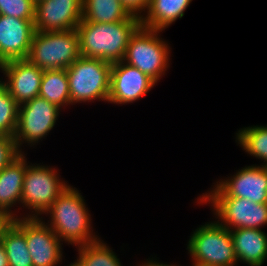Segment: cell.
<instances>
[{"label": "cell", "instance_id": "6da1fadb", "mask_svg": "<svg viewBox=\"0 0 267 266\" xmlns=\"http://www.w3.org/2000/svg\"><path fill=\"white\" fill-rule=\"evenodd\" d=\"M89 211L81 191L70 184L41 219L64 244L77 247L100 239L93 229ZM44 215L48 218L46 219Z\"/></svg>", "mask_w": 267, "mask_h": 266}, {"label": "cell", "instance_id": "7a4b0ae2", "mask_svg": "<svg viewBox=\"0 0 267 266\" xmlns=\"http://www.w3.org/2000/svg\"><path fill=\"white\" fill-rule=\"evenodd\" d=\"M140 26L141 21L135 16L111 23H94L82 19L76 28L80 54L87 58H100L111 64L123 61L129 39Z\"/></svg>", "mask_w": 267, "mask_h": 266}, {"label": "cell", "instance_id": "3957f363", "mask_svg": "<svg viewBox=\"0 0 267 266\" xmlns=\"http://www.w3.org/2000/svg\"><path fill=\"white\" fill-rule=\"evenodd\" d=\"M42 164L43 162L32 164L26 157L21 218H41L51 204L69 187L68 181L61 179L58 168ZM22 209L25 212L29 211L24 213Z\"/></svg>", "mask_w": 267, "mask_h": 266}, {"label": "cell", "instance_id": "277c9868", "mask_svg": "<svg viewBox=\"0 0 267 266\" xmlns=\"http://www.w3.org/2000/svg\"><path fill=\"white\" fill-rule=\"evenodd\" d=\"M186 245L191 266L238 265L230 230L216 219L193 230Z\"/></svg>", "mask_w": 267, "mask_h": 266}, {"label": "cell", "instance_id": "5b68a950", "mask_svg": "<svg viewBox=\"0 0 267 266\" xmlns=\"http://www.w3.org/2000/svg\"><path fill=\"white\" fill-rule=\"evenodd\" d=\"M163 31L140 26L130 37L123 59L126 64L138 68L156 83L165 76L171 63V46L162 38Z\"/></svg>", "mask_w": 267, "mask_h": 266}, {"label": "cell", "instance_id": "8992f818", "mask_svg": "<svg viewBox=\"0 0 267 266\" xmlns=\"http://www.w3.org/2000/svg\"><path fill=\"white\" fill-rule=\"evenodd\" d=\"M111 63L100 58L80 56L66 69L70 106L103 101L108 103ZM96 100V101H95Z\"/></svg>", "mask_w": 267, "mask_h": 266}, {"label": "cell", "instance_id": "52a82bcc", "mask_svg": "<svg viewBox=\"0 0 267 266\" xmlns=\"http://www.w3.org/2000/svg\"><path fill=\"white\" fill-rule=\"evenodd\" d=\"M76 29L69 31H35L27 59L44 70L67 69L79 57Z\"/></svg>", "mask_w": 267, "mask_h": 266}, {"label": "cell", "instance_id": "ba28073f", "mask_svg": "<svg viewBox=\"0 0 267 266\" xmlns=\"http://www.w3.org/2000/svg\"><path fill=\"white\" fill-rule=\"evenodd\" d=\"M63 110L41 97H35L19 105L17 128L14 134L19 150L35 148L54 129ZM24 144V145H23Z\"/></svg>", "mask_w": 267, "mask_h": 266}, {"label": "cell", "instance_id": "9c48e42d", "mask_svg": "<svg viewBox=\"0 0 267 266\" xmlns=\"http://www.w3.org/2000/svg\"><path fill=\"white\" fill-rule=\"evenodd\" d=\"M195 203L209 204L214 219L228 230L267 226V204L238 197H197Z\"/></svg>", "mask_w": 267, "mask_h": 266}, {"label": "cell", "instance_id": "30bf717a", "mask_svg": "<svg viewBox=\"0 0 267 266\" xmlns=\"http://www.w3.org/2000/svg\"><path fill=\"white\" fill-rule=\"evenodd\" d=\"M198 197H238L267 204V166L252 164L241 167L230 177L220 178Z\"/></svg>", "mask_w": 267, "mask_h": 266}, {"label": "cell", "instance_id": "8fae6325", "mask_svg": "<svg viewBox=\"0 0 267 266\" xmlns=\"http://www.w3.org/2000/svg\"><path fill=\"white\" fill-rule=\"evenodd\" d=\"M158 85L138 68L123 61L113 63L110 71V92L108 103L116 105L133 104Z\"/></svg>", "mask_w": 267, "mask_h": 266}, {"label": "cell", "instance_id": "7c38bea8", "mask_svg": "<svg viewBox=\"0 0 267 266\" xmlns=\"http://www.w3.org/2000/svg\"><path fill=\"white\" fill-rule=\"evenodd\" d=\"M25 238L33 266L63 263V242L41 218H25Z\"/></svg>", "mask_w": 267, "mask_h": 266}, {"label": "cell", "instance_id": "4fadbf2b", "mask_svg": "<svg viewBox=\"0 0 267 266\" xmlns=\"http://www.w3.org/2000/svg\"><path fill=\"white\" fill-rule=\"evenodd\" d=\"M83 0H42L35 5V31H69L82 20Z\"/></svg>", "mask_w": 267, "mask_h": 266}, {"label": "cell", "instance_id": "5bb4252c", "mask_svg": "<svg viewBox=\"0 0 267 266\" xmlns=\"http://www.w3.org/2000/svg\"><path fill=\"white\" fill-rule=\"evenodd\" d=\"M5 88L20 105L39 96L44 71L28 59L12 60L0 65Z\"/></svg>", "mask_w": 267, "mask_h": 266}, {"label": "cell", "instance_id": "9a60e30c", "mask_svg": "<svg viewBox=\"0 0 267 266\" xmlns=\"http://www.w3.org/2000/svg\"><path fill=\"white\" fill-rule=\"evenodd\" d=\"M34 32V20L1 15L0 65L12 60L27 59Z\"/></svg>", "mask_w": 267, "mask_h": 266}, {"label": "cell", "instance_id": "2e32d148", "mask_svg": "<svg viewBox=\"0 0 267 266\" xmlns=\"http://www.w3.org/2000/svg\"><path fill=\"white\" fill-rule=\"evenodd\" d=\"M26 156L27 152L26 154L25 152L22 153L11 164L0 171V215L7 217L9 220L21 218V215L17 213L21 210Z\"/></svg>", "mask_w": 267, "mask_h": 266}, {"label": "cell", "instance_id": "e0dca14e", "mask_svg": "<svg viewBox=\"0 0 267 266\" xmlns=\"http://www.w3.org/2000/svg\"><path fill=\"white\" fill-rule=\"evenodd\" d=\"M264 229L230 230L235 256L246 266H263L267 261V233Z\"/></svg>", "mask_w": 267, "mask_h": 266}, {"label": "cell", "instance_id": "ac0fdd59", "mask_svg": "<svg viewBox=\"0 0 267 266\" xmlns=\"http://www.w3.org/2000/svg\"><path fill=\"white\" fill-rule=\"evenodd\" d=\"M193 0H150L141 26L146 29L165 31L178 19H182Z\"/></svg>", "mask_w": 267, "mask_h": 266}, {"label": "cell", "instance_id": "d6986e66", "mask_svg": "<svg viewBox=\"0 0 267 266\" xmlns=\"http://www.w3.org/2000/svg\"><path fill=\"white\" fill-rule=\"evenodd\" d=\"M0 242L9 266H33L25 238V218L10 220L1 231Z\"/></svg>", "mask_w": 267, "mask_h": 266}, {"label": "cell", "instance_id": "ffe728a7", "mask_svg": "<svg viewBox=\"0 0 267 266\" xmlns=\"http://www.w3.org/2000/svg\"><path fill=\"white\" fill-rule=\"evenodd\" d=\"M39 97L57 105L63 111L67 106L69 108L70 91L66 69L44 70Z\"/></svg>", "mask_w": 267, "mask_h": 266}, {"label": "cell", "instance_id": "44dd1931", "mask_svg": "<svg viewBox=\"0 0 267 266\" xmlns=\"http://www.w3.org/2000/svg\"><path fill=\"white\" fill-rule=\"evenodd\" d=\"M130 17L120 0H83L82 19L85 21L111 23Z\"/></svg>", "mask_w": 267, "mask_h": 266}, {"label": "cell", "instance_id": "7402d4cb", "mask_svg": "<svg viewBox=\"0 0 267 266\" xmlns=\"http://www.w3.org/2000/svg\"><path fill=\"white\" fill-rule=\"evenodd\" d=\"M235 142L249 156L267 166V124L243 127L235 132Z\"/></svg>", "mask_w": 267, "mask_h": 266}, {"label": "cell", "instance_id": "603a6c76", "mask_svg": "<svg viewBox=\"0 0 267 266\" xmlns=\"http://www.w3.org/2000/svg\"><path fill=\"white\" fill-rule=\"evenodd\" d=\"M77 258L84 266H123L112 247L103 239L76 247Z\"/></svg>", "mask_w": 267, "mask_h": 266}, {"label": "cell", "instance_id": "cb8c5ba5", "mask_svg": "<svg viewBox=\"0 0 267 266\" xmlns=\"http://www.w3.org/2000/svg\"><path fill=\"white\" fill-rule=\"evenodd\" d=\"M19 104L5 88L0 78V135L14 136L18 121Z\"/></svg>", "mask_w": 267, "mask_h": 266}, {"label": "cell", "instance_id": "d4e9b609", "mask_svg": "<svg viewBox=\"0 0 267 266\" xmlns=\"http://www.w3.org/2000/svg\"><path fill=\"white\" fill-rule=\"evenodd\" d=\"M0 13L23 20H34L35 4L31 0H0Z\"/></svg>", "mask_w": 267, "mask_h": 266}, {"label": "cell", "instance_id": "484cf974", "mask_svg": "<svg viewBox=\"0 0 267 266\" xmlns=\"http://www.w3.org/2000/svg\"><path fill=\"white\" fill-rule=\"evenodd\" d=\"M21 154L14 136L0 135V171Z\"/></svg>", "mask_w": 267, "mask_h": 266}, {"label": "cell", "instance_id": "4316f807", "mask_svg": "<svg viewBox=\"0 0 267 266\" xmlns=\"http://www.w3.org/2000/svg\"><path fill=\"white\" fill-rule=\"evenodd\" d=\"M124 8L131 16H135L140 20L146 14L150 0H120Z\"/></svg>", "mask_w": 267, "mask_h": 266}, {"label": "cell", "instance_id": "83f0119b", "mask_svg": "<svg viewBox=\"0 0 267 266\" xmlns=\"http://www.w3.org/2000/svg\"><path fill=\"white\" fill-rule=\"evenodd\" d=\"M136 266H182L181 264H173V263H163L156 257H149L148 259H144V261L138 262Z\"/></svg>", "mask_w": 267, "mask_h": 266}, {"label": "cell", "instance_id": "f1b7e54d", "mask_svg": "<svg viewBox=\"0 0 267 266\" xmlns=\"http://www.w3.org/2000/svg\"><path fill=\"white\" fill-rule=\"evenodd\" d=\"M0 266H9L7 254L1 242H0Z\"/></svg>", "mask_w": 267, "mask_h": 266}, {"label": "cell", "instance_id": "f546056e", "mask_svg": "<svg viewBox=\"0 0 267 266\" xmlns=\"http://www.w3.org/2000/svg\"><path fill=\"white\" fill-rule=\"evenodd\" d=\"M9 221L10 220L7 217L0 215V234H1L2 229L6 226V224Z\"/></svg>", "mask_w": 267, "mask_h": 266}, {"label": "cell", "instance_id": "4dcf8cb0", "mask_svg": "<svg viewBox=\"0 0 267 266\" xmlns=\"http://www.w3.org/2000/svg\"><path fill=\"white\" fill-rule=\"evenodd\" d=\"M67 266H84L83 263L76 257V259Z\"/></svg>", "mask_w": 267, "mask_h": 266}, {"label": "cell", "instance_id": "1f68e13d", "mask_svg": "<svg viewBox=\"0 0 267 266\" xmlns=\"http://www.w3.org/2000/svg\"><path fill=\"white\" fill-rule=\"evenodd\" d=\"M35 5L39 2V1H42V0H31Z\"/></svg>", "mask_w": 267, "mask_h": 266}]
</instances>
